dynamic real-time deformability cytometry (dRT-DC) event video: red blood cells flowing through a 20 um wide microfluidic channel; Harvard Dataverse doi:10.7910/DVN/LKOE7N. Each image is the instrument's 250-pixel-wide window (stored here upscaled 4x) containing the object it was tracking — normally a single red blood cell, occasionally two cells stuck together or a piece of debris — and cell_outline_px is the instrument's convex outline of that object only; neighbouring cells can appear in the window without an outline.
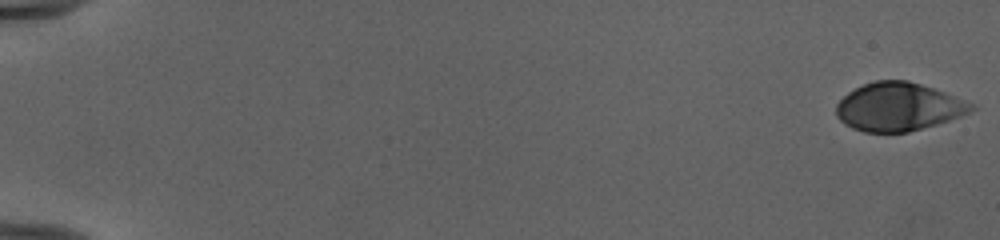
{"species": "human", "species_latin": "Homo sapiens", "temperature_condition": "cold", "stored_images_in_passage": 53, "camera_frame_rate_fps": 3000, "um_per_image_px": 0.085, "donor": {"sex": "female"}, "frame": {"image": 1, "passage_image": 1, "time_ms": 0.0, "image_size_px": [1000, 240], "cell_outline_px": [[976, 108], [960, 116], [936, 124], [908, 132], [864, 132], [852, 128], [844, 124], [836, 116], [836, 104], [848, 92], [864, 84], [876, 80], [908, 80], [944, 92], [972, 104]], "centroid_in_image_um": [76.31, 9.08], "position_along_channel_um": 8.7, "area_um2": 37.57}}
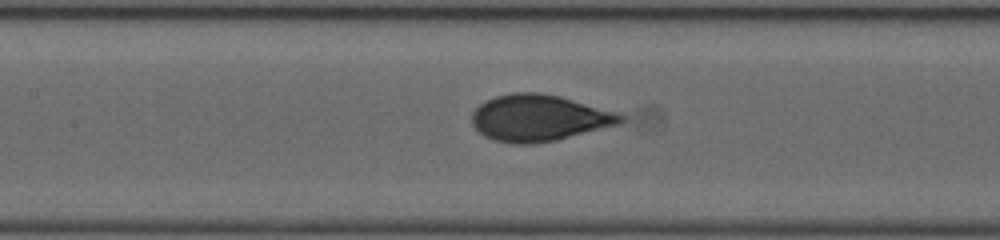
{"frame": {"image": 2, "passage_image": 27, "time_ms": 8.667, "image_size_px": [1000, 240], "cell_outline_px": [[624, 120], [620, 124], [556, 140], [532, 144], [516, 144], [492, 140], [484, 136], [472, 124], [472, 112], [480, 104], [496, 96], [512, 92], [540, 92], [560, 96], [620, 112], [624, 116]], "centroid_in_image_um": [45.84, 10.02], "position_along_channel_um": 161.6, "area_um2": 40.46}}
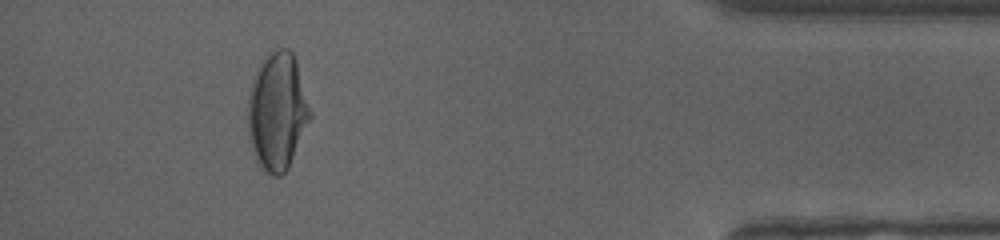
{"frame": {"image": 3, "passage_image": 49, "time_ms": 16.0, "image_size_px": [1000, 240], "cell_outline_px": [[312, 116], [288, 168], [280, 176], [272, 176], [264, 172], [256, 160], [252, 148], [248, 132], [248, 92], [256, 68], [260, 60], [268, 52], [276, 48], [288, 48], [292, 52], [296, 60], [312, 112]], "centroid_in_image_um": [23.56, 9.43], "position_along_channel_um": 411.6, "area_um2": 43.12}, "authors_computed_cell_mechanics": {"area_um2": 39.1884, "velocity_mm_per_s": 3.9894, "shape_relaxation_time_tau1_ms": 4.5163, "shape_relaxation_time_tau2_ms": null, "deformation_change_tau1": 0.1992, "deformation_change_tau2": null}}